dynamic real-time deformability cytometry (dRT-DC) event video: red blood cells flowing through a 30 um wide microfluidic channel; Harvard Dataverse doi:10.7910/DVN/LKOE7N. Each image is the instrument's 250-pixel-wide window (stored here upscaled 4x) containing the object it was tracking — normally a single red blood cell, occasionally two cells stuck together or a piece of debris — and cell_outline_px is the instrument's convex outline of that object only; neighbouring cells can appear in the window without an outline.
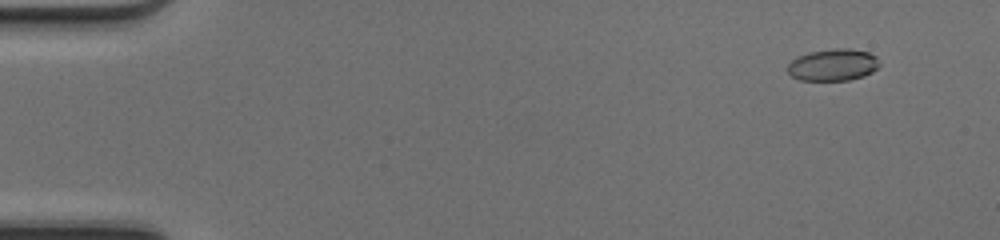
{"species": "common noctule bat (a hibernating species)", "species_latin": "Nyctalus noctula", "temperature_condition": "cold", "stored_images_in_passage": 50, "camera_frame_rate_fps": 3000, "um_per_image_px": 0.085, "animal": {"sex": "female", "body_mass_g": 17.0, "forearm_length_mm": 48.0}, "frame": {"image": 1, "passage_image": 5, "time_ms": 1.333, "image_size_px": [1000, 240], "cell_outline_px": [[880, 64], [872, 72], [864, 76], [848, 80], [800, 80], [792, 76], [788, 72], [788, 64], [796, 56], [808, 52], [832, 48], [848, 48], [868, 52], [876, 56]], "centroid_in_image_um": [70.8, 5.5], "position_along_channel_um": 14.2, "area_um2": 17.17}}
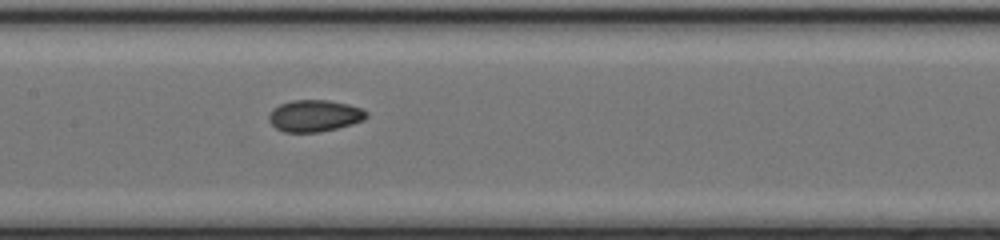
{"frame": {"image": 2, "passage_image": 26, "time_ms": 8.333, "image_size_px": [1000, 240], "cell_outline_px": [[368, 116], [364, 120], [352, 124], [320, 132], [284, 132], [276, 128], [268, 120], [268, 116], [272, 108], [280, 104], [292, 100], [328, 100], [348, 104], [360, 108], [368, 112]], "centroid_in_image_um": [26.72, 9.84], "position_along_channel_um": 180.7, "area_um2": 18.09}}
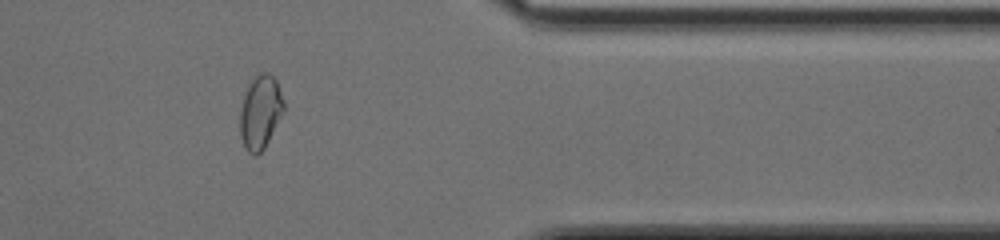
{"frame": {"image": 3, "passage_image": 42, "time_ms": 13.667, "image_size_px": [1000, 240], "cell_outline_px": [[284, 112], [264, 148], [256, 156], [252, 156], [244, 148], [240, 136], [240, 108], [248, 84], [260, 72], [268, 72], [276, 80], [284, 100]], "centroid_in_image_um": [22.12, 9.55], "position_along_channel_um": 389.3, "area_um2": 18.9}, "authors_computed_cell_mechanics": {"area_um2": 18.0625, "velocity_mm_per_s": 4.2393, "shape_relaxation_time_tau1_ms": 7.3975, "shape_relaxation_time_tau2_ms": 1.6491, "deformation_change_tau1": 0.1589, "deformation_change_tau2": 0.0497}}